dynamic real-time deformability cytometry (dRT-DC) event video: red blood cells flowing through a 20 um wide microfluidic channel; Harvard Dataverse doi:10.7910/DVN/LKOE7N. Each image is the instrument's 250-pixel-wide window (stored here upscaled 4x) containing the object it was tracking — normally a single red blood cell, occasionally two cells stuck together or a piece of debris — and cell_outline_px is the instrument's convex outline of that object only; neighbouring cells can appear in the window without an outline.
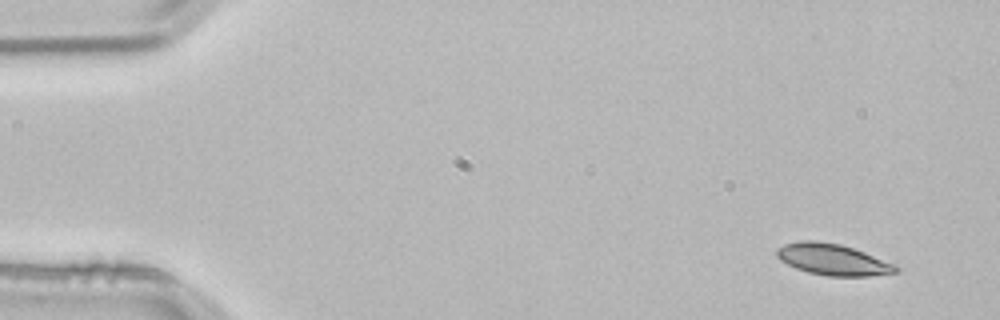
{"species": "common noctule bat (a hibernating species)", "species_latin": "Nyctalus noctula", "temperature_condition": "room temperature", "stored_images_in_passage": 3, "camera_frame_rate_fps": 3000, "um_per_image_px": 0.085, "animal": {"sex": "male", "body_mass_g": 21.5, "forearm_length_mm": 52.0}, "frame": {"image": 1, "passage_image": 1, "time_ms": 0.0, "image_size_px": [1000, 320], "cell_outline_px": [[900, 272], [868, 276], [828, 276], [808, 272], [796, 268], [780, 260], [776, 256], [776, 248], [784, 244], [800, 240], [816, 240], [840, 244], [864, 252], [896, 264], [900, 268]], "centroid_in_image_um": [70.79, 22.06], "position_along_channel_um": 14.2, "area_um2": 21.85}}
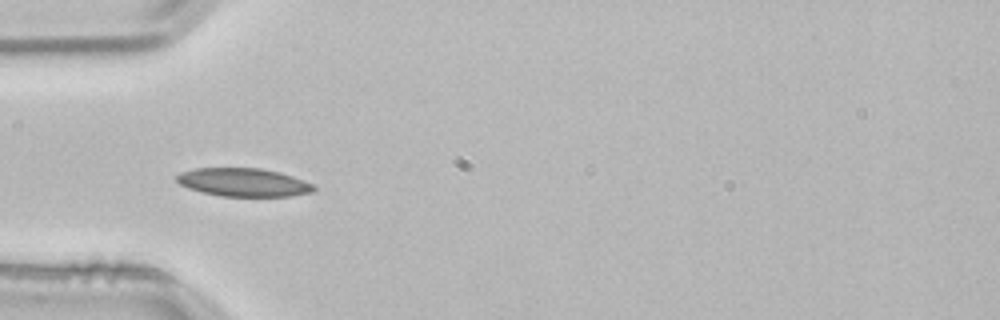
{"frame": {"image": 2, "passage_image": 3, "time_ms": 0.667, "image_size_px": [1000, 320], "cell_outline_px": [[316, 188], [312, 192], [292, 196], [220, 196], [200, 192], [188, 188], [180, 184], [176, 180], [176, 176], [180, 172], [196, 168], [260, 168], [280, 172], [292, 176], [312, 184]], "centroid_in_image_um": [20.67, 15.5], "position_along_channel_um": 64.3, "area_um2": 22.6}}